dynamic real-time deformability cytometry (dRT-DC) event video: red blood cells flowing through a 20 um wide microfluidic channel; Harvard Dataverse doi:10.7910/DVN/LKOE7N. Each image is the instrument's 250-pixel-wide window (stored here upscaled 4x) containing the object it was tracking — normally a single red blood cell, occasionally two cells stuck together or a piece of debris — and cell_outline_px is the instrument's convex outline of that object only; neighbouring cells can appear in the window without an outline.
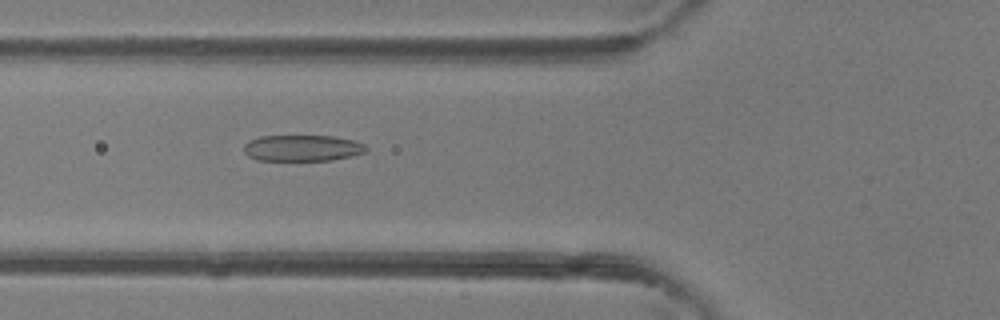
{"species": "common noctule bat (a hibernating species)", "species_latin": "Nyctalus noctula", "temperature_condition": "room temperature", "stored_images_in_passage": 46, "camera_frame_rate_fps": 3000, "um_per_image_px": 0.085, "animal": {"sex": "female"}, "frame": {"image": 1, "passage_image": 17, "time_ms": 5.333, "image_size_px": [1000, 320], "cell_outline_px": [[368, 148], [364, 152], [352, 156], [332, 160], [256, 160], [248, 156], [244, 152], [244, 144], [248, 140], [260, 136], [332, 136], [352, 140], [364, 144]], "centroid_in_image_um": [25.67, 12.58], "position_along_channel_um": 100.1, "area_um2": 18.67}}
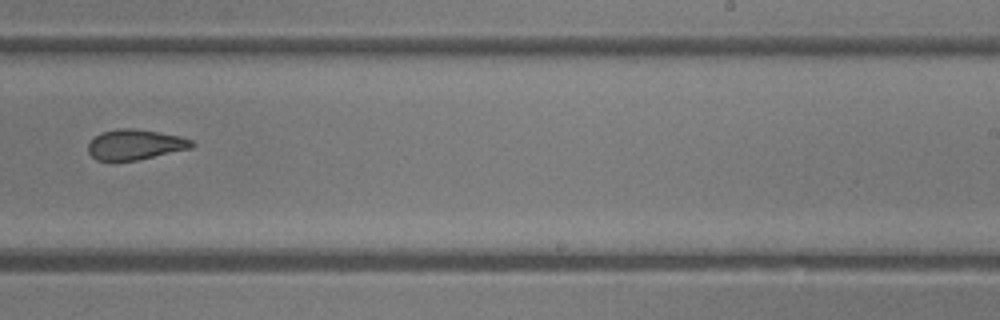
{"frame": {"image": 2, "passage_image": 29, "time_ms": 9.333, "image_size_px": [1000, 320], "cell_outline_px": [[196, 144], [192, 148], [136, 160], [112, 164], [96, 160], [88, 152], [88, 144], [100, 132], [120, 128], [132, 128], [180, 136], [192, 140]], "centroid_in_image_um": [11.44, 12.33], "position_along_channel_um": 277.6, "area_um2": 18.67}}
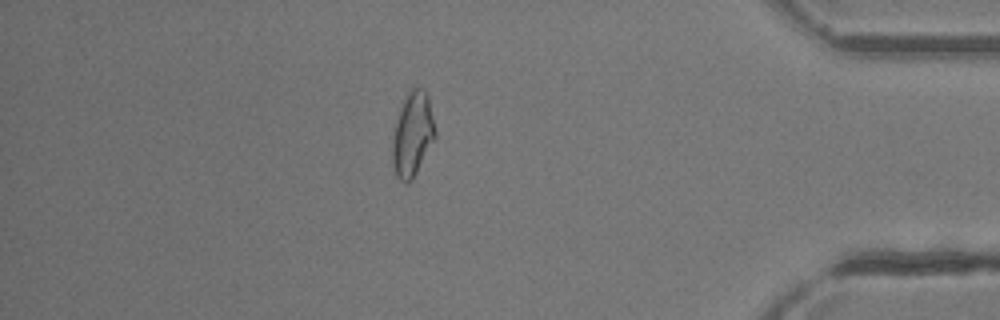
{"frame": {"image": 3, "passage_image": 40, "time_ms": 13.0, "image_size_px": [1000, 320], "cell_outline_px": [[436, 136], [412, 180], [408, 184], [404, 184], [396, 176], [392, 164], [392, 136], [396, 120], [400, 108], [408, 92], [412, 88], [424, 88], [428, 96], [436, 132]], "centroid_in_image_um": [35.05, 11.44], "position_along_channel_um": 400.2, "area_um2": 21.04}, "authors_computed_cell_mechanics": {"area_um2": 20.6346, "velocity_mm_per_s": 4.4204, "shape_relaxation_time_tau1_ms": null, "shape_relaxation_time_tau2_ms": 1.2287, "deformation_change_tau1": null, "deformation_change_tau2": 0.0827}}